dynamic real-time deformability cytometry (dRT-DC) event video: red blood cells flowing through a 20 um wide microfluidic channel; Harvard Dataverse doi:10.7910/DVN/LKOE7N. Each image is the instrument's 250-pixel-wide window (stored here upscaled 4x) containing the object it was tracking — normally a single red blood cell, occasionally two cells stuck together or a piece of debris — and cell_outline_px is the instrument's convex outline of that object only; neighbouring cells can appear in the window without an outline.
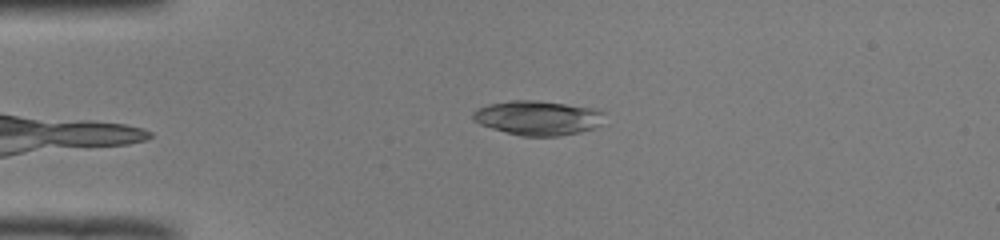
{"species": "common noctule bat (a hibernating species)", "species_latin": "Nyctalus noctula", "temperature_condition": "room temperature", "stored_images_in_passage": 40, "camera_frame_rate_fps": 3000, "um_per_image_px": 0.085, "animal": {"sex": "male", "body_mass_g": 19.0, "forearm_length_mm": 50.8}, "frame": {"image": 1, "passage_image": 2, "time_ms": 0.333, "image_size_px": [1000, 240], "cell_outline_px": [[608, 124], [580, 132], [560, 136], [520, 136], [492, 128], [480, 124], [472, 120], [472, 112], [476, 108], [488, 104], [512, 100], [536, 100], [596, 108], [604, 112]], "centroid_in_image_um": [45.78, 10.02], "position_along_channel_um": 39.2, "area_um2": 26.99}}
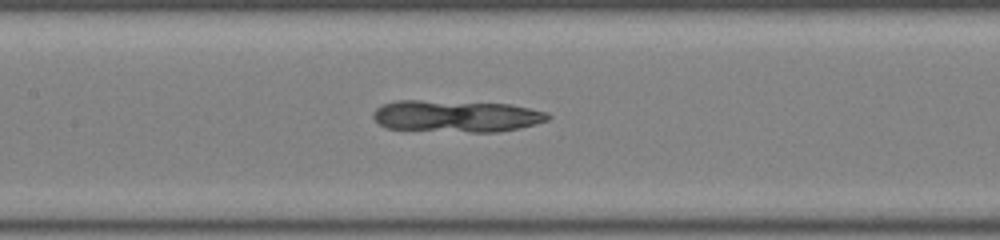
{"frame": {"image": 2, "passage_image": 14, "time_ms": 4.333, "image_size_px": [1000, 240], "cell_outline_px": [[552, 116], [548, 120], [516, 128], [496, 132], [472, 132], [384, 128], [372, 116], [372, 112], [380, 104], [396, 100], [420, 100], [512, 104], [548, 112]], "centroid_in_image_um": [38.75, 9.86], "position_along_channel_um": 168.7, "area_um2": 32.43}}
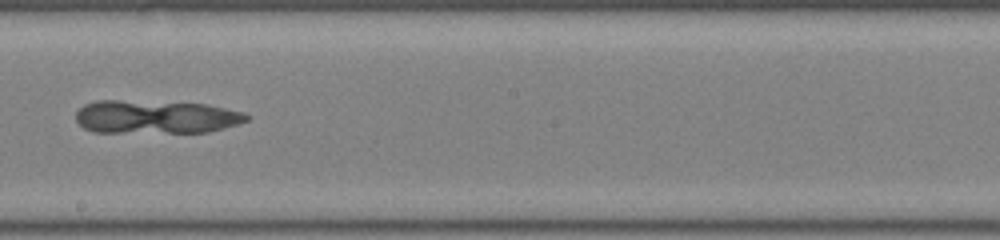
{"frame": {"image": 3, "passage_image": 19, "time_ms": 6.0, "image_size_px": [1000, 240], "cell_outline_px": [[248, 120], [224, 128], [208, 132], [92, 132], [84, 128], [76, 120], [76, 112], [84, 104], [96, 100], [116, 100], [208, 104], [244, 112], [248, 116]], "centroid_in_image_um": [13.22, 9.93], "position_along_channel_um": 235.0, "area_um2": 33.12}}